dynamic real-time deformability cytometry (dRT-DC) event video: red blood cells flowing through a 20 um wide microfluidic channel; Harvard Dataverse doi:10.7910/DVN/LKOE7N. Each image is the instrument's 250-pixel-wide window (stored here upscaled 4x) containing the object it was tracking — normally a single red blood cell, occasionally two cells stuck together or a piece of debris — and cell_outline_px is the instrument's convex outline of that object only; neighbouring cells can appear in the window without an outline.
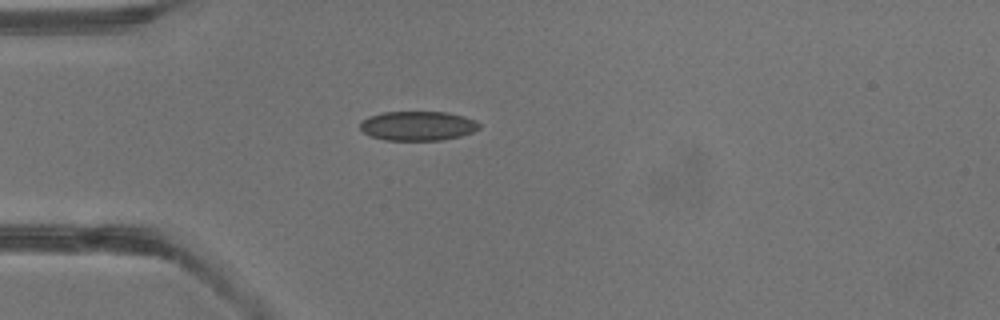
{"species": "common noctule bat (a hibernating species)", "species_latin": "Nyctalus noctula", "temperature_condition": "warm", "stored_images_in_passage": 3, "camera_frame_rate_fps": 3000, "um_per_image_px": 0.085, "animal": {"sex": "male", "body_mass_g": 13.3}, "frame": {"image": 1, "passage_image": 3, "time_ms": 0.667, "image_size_px": [1000, 320], "cell_outline_px": [[480, 128], [472, 132], [460, 136], [440, 140], [384, 140], [372, 136], [364, 132], [360, 128], [360, 124], [368, 116], [384, 112], [448, 112], [464, 116], [476, 120], [480, 124]], "centroid_in_image_um": [35.54, 10.69], "position_along_channel_um": 49.5, "area_um2": 20.35}}